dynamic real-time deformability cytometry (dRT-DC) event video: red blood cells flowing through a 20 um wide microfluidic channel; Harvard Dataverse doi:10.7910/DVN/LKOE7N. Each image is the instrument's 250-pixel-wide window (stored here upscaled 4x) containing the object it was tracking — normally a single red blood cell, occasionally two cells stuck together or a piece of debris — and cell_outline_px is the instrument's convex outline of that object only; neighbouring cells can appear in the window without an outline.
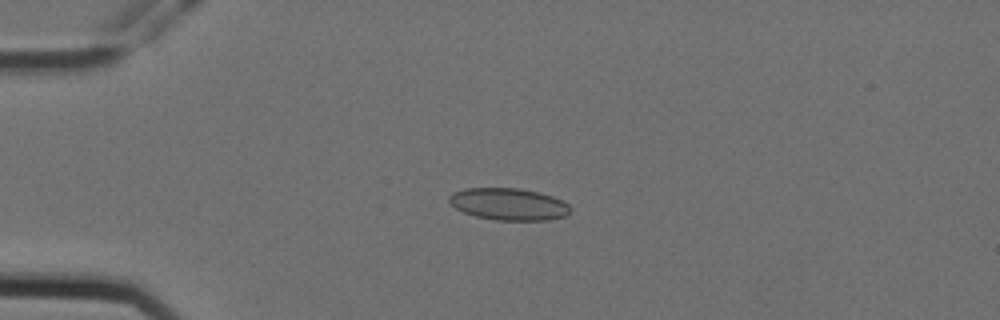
{"species": "Egyptian fruit bat (a non-hibernating species)", "species_latin": "Rousettus aegyptiacus", "temperature_condition": "cold", "stored_images_in_passage": 46, "camera_frame_rate_fps": 3000, "um_per_image_px": 0.085, "animal": {"sex": "female"}, "frame": {"image": 1, "passage_image": 3, "time_ms": 0.667, "image_size_px": [1000, 320], "cell_outline_px": [[572, 208], [564, 216], [548, 220], [496, 220], [476, 216], [464, 212], [456, 208], [448, 200], [448, 196], [452, 192], [464, 188], [520, 188], [540, 192], [552, 196], [568, 204]], "centroid_in_image_um": [43.22, 17.34], "position_along_channel_um": 41.8, "area_um2": 22.6}}
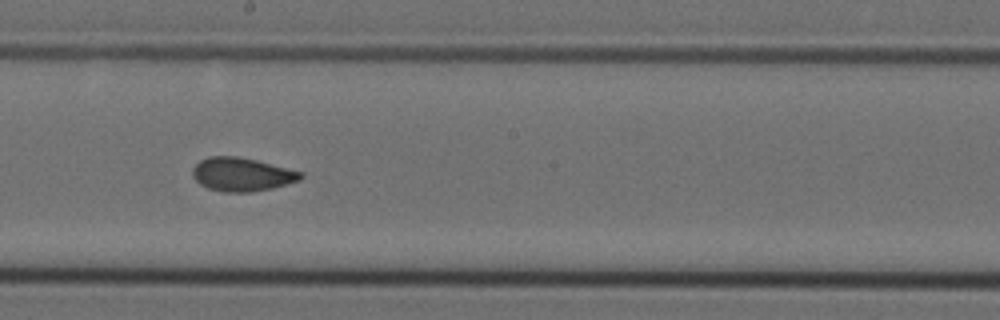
{"frame": {"image": 2, "passage_image": 21, "time_ms": 6.667, "image_size_px": [1000, 320], "cell_outline_px": [[304, 176], [300, 180], [272, 188], [252, 192], [224, 192], [208, 188], [200, 184], [192, 176], [192, 168], [200, 160], [208, 156], [236, 156], [256, 160], [304, 172]], "centroid_in_image_um": [20.56, 14.82], "position_along_channel_um": 227.6, "area_um2": 21.21}}
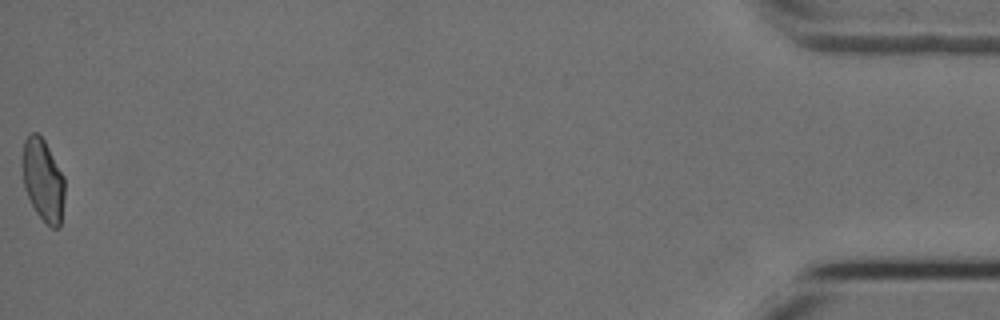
{"frame": {"image": 3, "passage_image": 46, "time_ms": 15.0, "image_size_px": [1000, 320], "cell_outline_px": [[64, 196], [60, 228], [52, 228], [36, 212], [24, 188], [20, 164], [20, 160], [24, 140], [32, 132], [36, 132], [44, 140], [64, 176]], "centroid_in_image_um": [3.62, 15.28], "position_along_channel_um": 431.6, "area_um2": 20.46}, "authors_computed_cell_mechanics": {"area_um2": 20.8658, "velocity_mm_per_s": 3.5643, "shape_relaxation_time_tau1_ms": null, "shape_relaxation_time_tau2_ms": 1.5913, "deformation_change_tau1": null, "deformation_change_tau2": 0.0574}}